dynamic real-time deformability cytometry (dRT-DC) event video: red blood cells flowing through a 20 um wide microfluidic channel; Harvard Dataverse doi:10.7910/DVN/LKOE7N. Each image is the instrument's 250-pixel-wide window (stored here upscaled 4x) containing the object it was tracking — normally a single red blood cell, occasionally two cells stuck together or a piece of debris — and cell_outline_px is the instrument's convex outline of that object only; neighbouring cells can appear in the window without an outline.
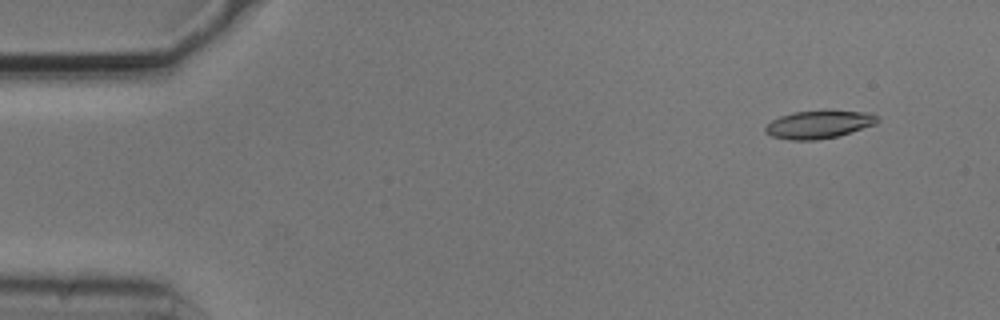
{"species": "common noctule bat (a hibernating species)", "species_latin": "Nyctalus noctula", "temperature_condition": "cold", "stored_images_in_passage": 4, "camera_frame_rate_fps": 3000, "um_per_image_px": 0.085, "animal": {"sex": "male", "body_mass_g": 20.5, "forearm_length_mm": 52.5}, "frame": {"image": 1, "passage_image": 2, "time_ms": 0.333, "image_size_px": [1000, 320], "cell_outline_px": [[880, 120], [876, 124], [836, 136], [816, 140], [788, 140], [772, 136], [764, 132], [764, 128], [772, 120], [780, 116], [792, 112], [872, 112]], "centroid_in_image_um": [69.56, 10.6], "position_along_channel_um": 15.4, "area_um2": 17.74}}
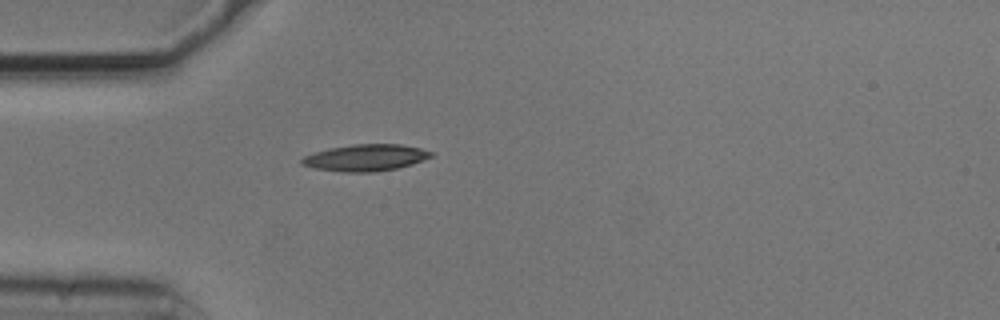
{"frame": {"image": 2, "passage_image": 4, "time_ms": 1.0, "image_size_px": [1000, 320], "cell_outline_px": [[432, 156], [424, 160], [412, 164], [396, 168], [376, 172], [344, 172], [312, 168], [300, 164], [300, 160], [304, 156], [328, 148], [352, 144], [400, 144], [420, 148], [432, 152]], "centroid_in_image_um": [31.05, 13.4], "position_along_channel_um": 54.0, "area_um2": 20.11}}